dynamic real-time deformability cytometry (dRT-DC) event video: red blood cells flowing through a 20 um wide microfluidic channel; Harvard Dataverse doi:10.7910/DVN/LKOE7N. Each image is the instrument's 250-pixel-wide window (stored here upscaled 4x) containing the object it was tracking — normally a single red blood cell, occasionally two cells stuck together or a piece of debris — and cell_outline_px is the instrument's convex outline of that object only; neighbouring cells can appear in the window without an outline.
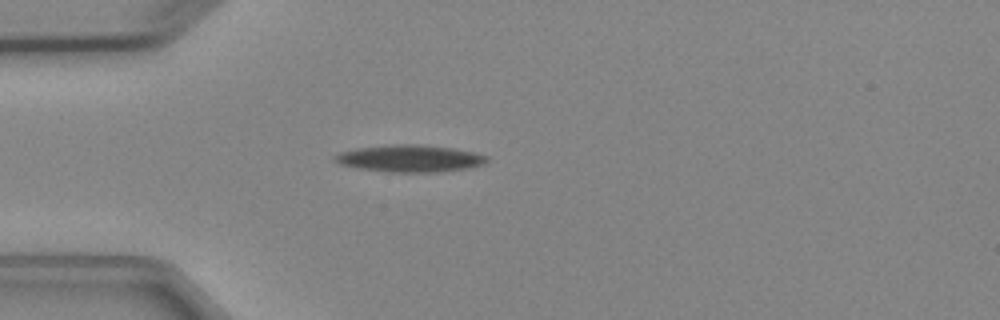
{"species": "Egyptian fruit bat (a non-hibernating species)", "species_latin": "Rousettus aegyptiacus", "temperature_condition": "cold", "stored_images_in_passage": 5, "camera_frame_rate_fps": 3000, "um_per_image_px": 0.085, "animal": {"sex": "female"}, "frame": {"image": 1, "passage_image": 5, "time_ms": 4.667, "image_size_px": [1000, 320], "cell_outline_px": [[488, 160], [484, 164], [472, 168], [440, 172], [384, 172], [356, 168], [340, 164], [332, 160], [332, 156], [340, 152], [360, 148], [396, 144], [416, 144], [452, 148], [472, 152], [488, 156]], "centroid_in_image_um": [34.83, 13.49], "position_along_channel_um": 50.2, "area_um2": 24.1}}